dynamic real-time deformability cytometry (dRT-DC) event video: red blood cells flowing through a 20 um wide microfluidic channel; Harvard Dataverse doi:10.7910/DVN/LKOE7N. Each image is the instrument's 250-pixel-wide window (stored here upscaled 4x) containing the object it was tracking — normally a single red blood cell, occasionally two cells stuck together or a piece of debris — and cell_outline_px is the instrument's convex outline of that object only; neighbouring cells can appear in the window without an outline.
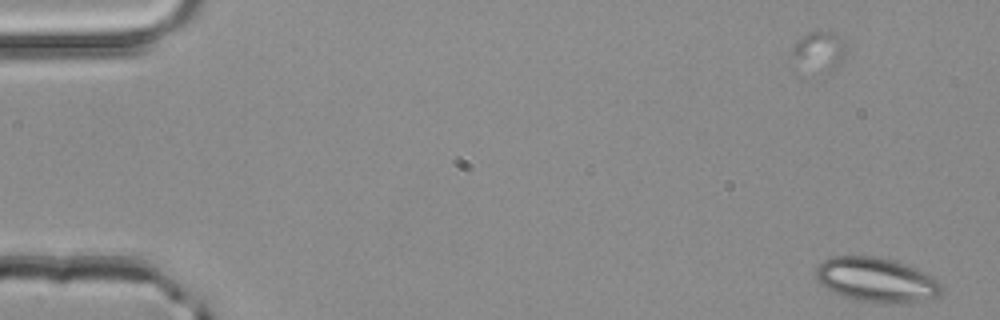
{"species": "common noctule bat (a hibernating species)", "species_latin": "Nyctalus noctula", "temperature_condition": "room temperature", "stored_images_in_passage": 51, "camera_frame_rate_fps": 3000, "um_per_image_px": 0.085, "animal": {"sex": "male", "body_mass_g": 20.4}, "frame": {"image": 1, "passage_image": 1, "time_ms": 0.0, "image_size_px": [1000, 320], "cell_outline_px": [[940, 292], [936, 296], [904, 304], [896, 304], [856, 300], [832, 292], [820, 284], [816, 276], [816, 268], [824, 260], [832, 256], [876, 256], [892, 260], [916, 268], [940, 280]], "centroid_in_image_um": [74.47, 23.78], "position_along_channel_um": 10.5, "area_um2": 32.43}}
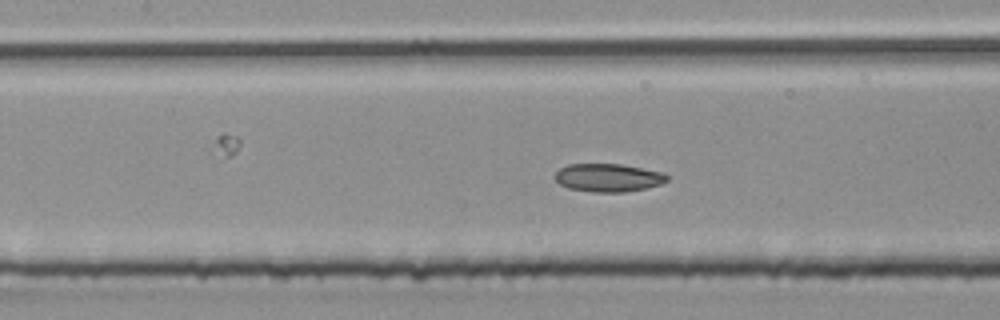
{"frame": {"image": 2, "passage_image": 23, "time_ms": 7.333, "image_size_px": [1000, 320], "cell_outline_px": [[668, 180], [660, 184], [644, 188], [624, 192], [592, 192], [568, 188], [560, 184], [552, 176], [560, 168], [568, 164], [620, 164], [660, 172], [668, 176]], "centroid_in_image_um": [51.63, 15.1], "position_along_channel_um": 155.8, "area_um2": 18.21}}
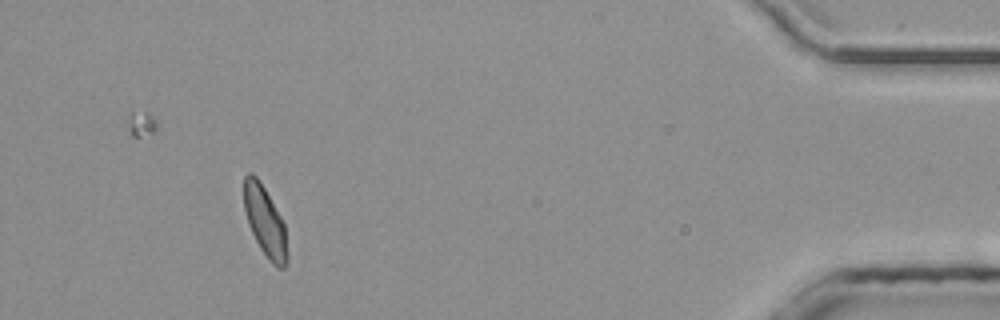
{"frame": {"image": 3, "passage_image": 47, "time_ms": 15.333, "image_size_px": [1000, 320], "cell_outline_px": [[288, 260], [284, 268], [276, 268], [268, 260], [260, 248], [248, 224], [244, 208], [244, 176], [248, 172], [252, 172], [256, 176], [264, 188], [280, 216], [284, 224], [288, 256]], "centroid_in_image_um": [22.52, 18.86], "position_along_channel_um": 412.7, "area_um2": 17.57}, "authors_computed_cell_mechanics": {"area_um2": 18.207, "velocity_mm_per_s": 4.032, "shape_relaxation_time_tau1_ms": 5.2733, "shape_relaxation_time_tau2_ms": 2.5383, "deformation_change_tau1": 0.1123, "deformation_change_tau2": 0.0808}}